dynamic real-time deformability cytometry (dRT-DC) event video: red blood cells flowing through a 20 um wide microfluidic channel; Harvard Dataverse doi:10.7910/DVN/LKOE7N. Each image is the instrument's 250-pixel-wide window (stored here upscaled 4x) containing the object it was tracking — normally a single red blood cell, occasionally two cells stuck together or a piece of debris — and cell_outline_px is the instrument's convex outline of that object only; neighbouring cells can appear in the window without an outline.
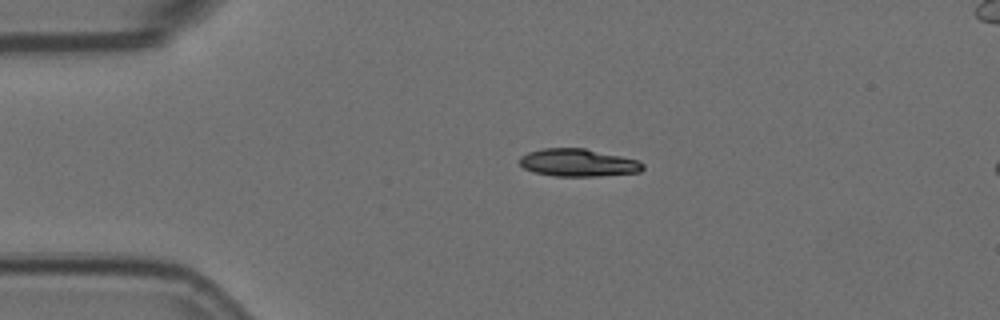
{"species": "Egyptian fruit bat (a non-hibernating species)", "species_latin": "Rousettus aegyptiacus", "temperature_condition": "room temperature", "stored_images_in_passage": 4, "camera_frame_rate_fps": 3000, "um_per_image_px": 0.085, "animal": {"sex": "female"}, "frame": {"image": 1, "passage_image": 2, "time_ms": 0.333, "image_size_px": [1000, 320], "cell_outline_px": [[644, 168], [640, 172], [600, 176], [556, 176], [536, 172], [524, 168], [520, 164], [520, 156], [528, 152], [544, 148], [584, 148], [640, 160], [644, 164]], "centroid_in_image_um": [49.18, 13.82], "position_along_channel_um": 35.8, "area_um2": 19.83}}